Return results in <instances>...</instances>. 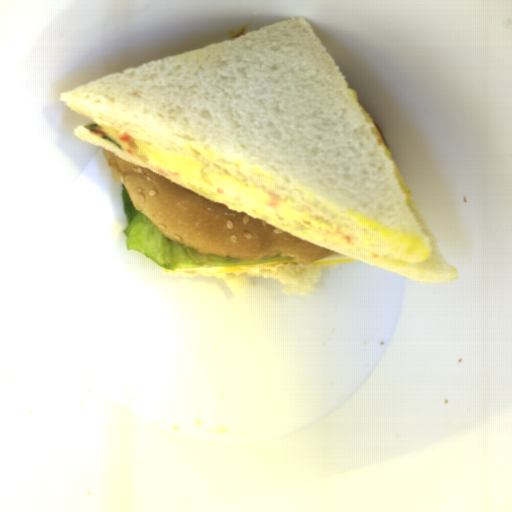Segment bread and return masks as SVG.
I'll return each instance as SVG.
<instances>
[{"label":"bread","mask_w":512,"mask_h":512,"mask_svg":"<svg viewBox=\"0 0 512 512\" xmlns=\"http://www.w3.org/2000/svg\"><path fill=\"white\" fill-rule=\"evenodd\" d=\"M114 180L124 185L136 211L153 222L164 237L204 254L260 259L289 255L299 264L254 267L234 273L167 270L185 277L208 275L224 278L228 287H247L251 277L277 280L287 295L313 291L323 268L337 264H312L336 253L264 222L155 172L118 158L102 148Z\"/></svg>","instance_id":"cb027b5d"},{"label":"bread","mask_w":512,"mask_h":512,"mask_svg":"<svg viewBox=\"0 0 512 512\" xmlns=\"http://www.w3.org/2000/svg\"><path fill=\"white\" fill-rule=\"evenodd\" d=\"M59 100L77 138L325 249L416 283L456 279L334 60L288 18L109 74ZM105 125L295 204L364 241L350 250L136 160Z\"/></svg>","instance_id":"8d2b1439"}]
</instances>
